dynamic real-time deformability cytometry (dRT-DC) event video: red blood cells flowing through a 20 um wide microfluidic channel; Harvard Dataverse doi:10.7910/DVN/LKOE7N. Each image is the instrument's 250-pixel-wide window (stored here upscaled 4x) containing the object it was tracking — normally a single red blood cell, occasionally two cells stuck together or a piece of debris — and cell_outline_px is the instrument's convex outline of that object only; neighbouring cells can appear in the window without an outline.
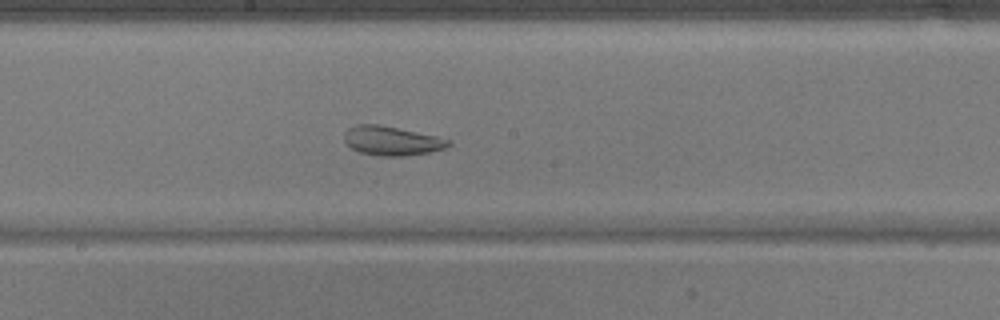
{"species": "common noctule bat (a hibernating species)", "species_latin": "Nyctalus noctula", "temperature_condition": "warm", "stored_images_in_passage": 46, "camera_frame_rate_fps": 3000, "um_per_image_px": 0.085, "animal": {"sex": "male", "body_mass_g": 17.9}, "frame": {"image": 1, "passage_image": 23, "time_ms": 7.333, "image_size_px": [1000, 320], "cell_outline_px": [[452, 144], [444, 148], [428, 152], [404, 156], [380, 156], [360, 152], [352, 148], [344, 140], [344, 132], [348, 128], [356, 124], [376, 124], [436, 136], [452, 140]], "centroid_in_image_um": [33.29, 11.97], "position_along_channel_um": 214.9, "area_um2": 17.51}}
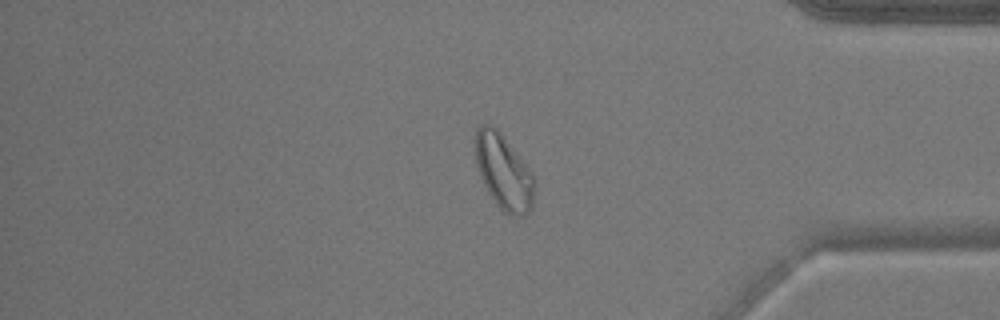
{"frame": {"image": 2, "passage_image": 38, "time_ms": 12.333, "image_size_px": [1000, 320], "cell_outline_px": [[536, 184], [532, 208], [524, 216], [516, 220], [508, 216], [500, 208], [488, 192], [480, 176], [476, 164], [472, 140], [476, 128], [480, 124], [492, 124], [504, 136], [532, 172]], "centroid_in_image_um": [42.8, 14.61], "position_along_channel_um": 392.4, "area_um2": 26.82}}
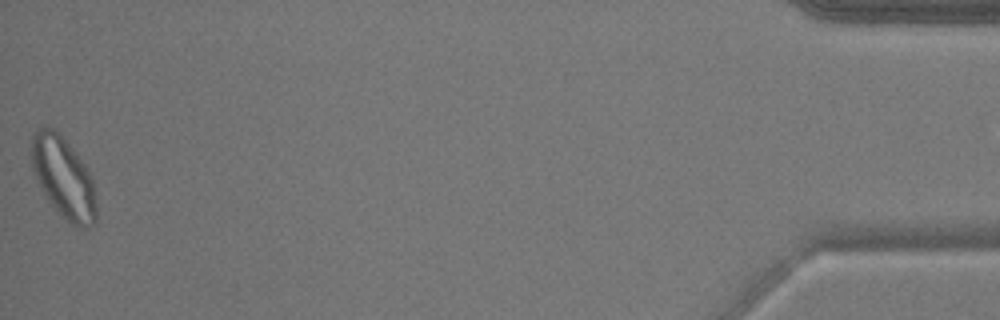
{"frame": {"image": 3, "passage_image": 46, "time_ms": 15.0, "image_size_px": [1000, 320], "cell_outline_px": [[96, 220], [92, 224], [84, 228], [80, 228], [72, 224], [48, 200], [32, 168], [32, 136], [36, 128], [56, 128], [84, 164], [92, 180], [96, 204]], "centroid_in_image_um": [5.4, 15.07], "position_along_channel_um": 429.8, "area_um2": 29.82}}